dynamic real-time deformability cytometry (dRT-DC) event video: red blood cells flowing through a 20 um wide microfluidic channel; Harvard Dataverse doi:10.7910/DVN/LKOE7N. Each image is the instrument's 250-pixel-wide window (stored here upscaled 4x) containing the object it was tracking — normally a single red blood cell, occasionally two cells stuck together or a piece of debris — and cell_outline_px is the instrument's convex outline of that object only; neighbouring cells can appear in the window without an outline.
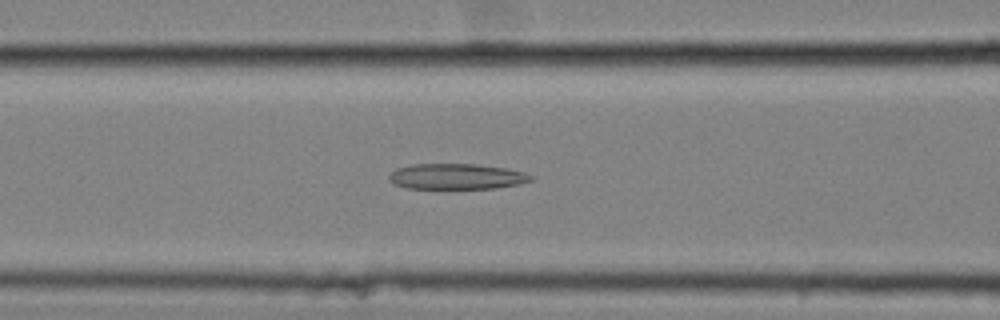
{"species": "common noctule bat (a hibernating species)", "species_latin": "Nyctalus noctula", "temperature_condition": "cold", "stored_images_in_passage": 58, "camera_frame_rate_fps": 3000, "um_per_image_px": 0.085, "animal": {"sex": "female", "body_mass_g": 25.1}, "frame": {"image": 1, "passage_image": 25, "time_ms": 8.0, "image_size_px": [1000, 320], "cell_outline_px": [[532, 180], [520, 184], [496, 188], [408, 188], [392, 184], [388, 180], [388, 176], [396, 168], [412, 164], [476, 164], [504, 168], [524, 172], [532, 176]], "centroid_in_image_um": [38.77, 15.0], "position_along_channel_um": 127.8, "area_um2": 21.15}}
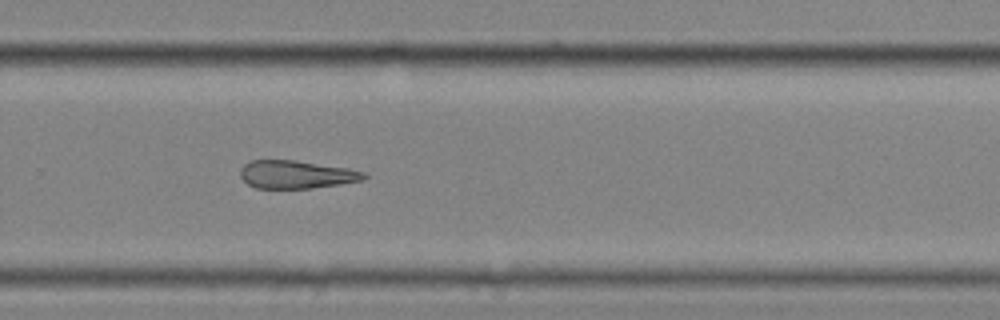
{"frame": {"image": 2, "passage_image": 40, "time_ms": 13.0, "image_size_px": [1000, 320], "cell_outline_px": [[368, 176], [364, 180], [340, 184], [312, 188], [256, 188], [248, 184], [240, 176], [240, 168], [244, 164], [252, 160], [292, 160], [348, 168], [364, 172]], "centroid_in_image_um": [25.18, 14.83], "position_along_channel_um": 304.6, "area_um2": 20.11}}
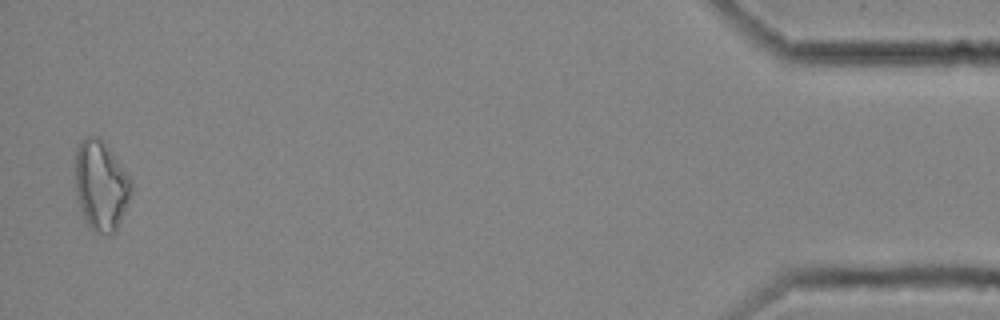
{"frame": {"image": 3, "passage_image": 57, "time_ms": 18.667, "image_size_px": [1000, 320], "cell_outline_px": [[132, 192], [120, 220], [112, 236], [92, 232], [88, 228], [84, 220], [80, 208], [76, 192], [76, 148], [88, 136], [100, 136], [132, 180]], "centroid_in_image_um": [8.58, 15.81], "position_along_channel_um": 426.6, "area_um2": 29.3}}